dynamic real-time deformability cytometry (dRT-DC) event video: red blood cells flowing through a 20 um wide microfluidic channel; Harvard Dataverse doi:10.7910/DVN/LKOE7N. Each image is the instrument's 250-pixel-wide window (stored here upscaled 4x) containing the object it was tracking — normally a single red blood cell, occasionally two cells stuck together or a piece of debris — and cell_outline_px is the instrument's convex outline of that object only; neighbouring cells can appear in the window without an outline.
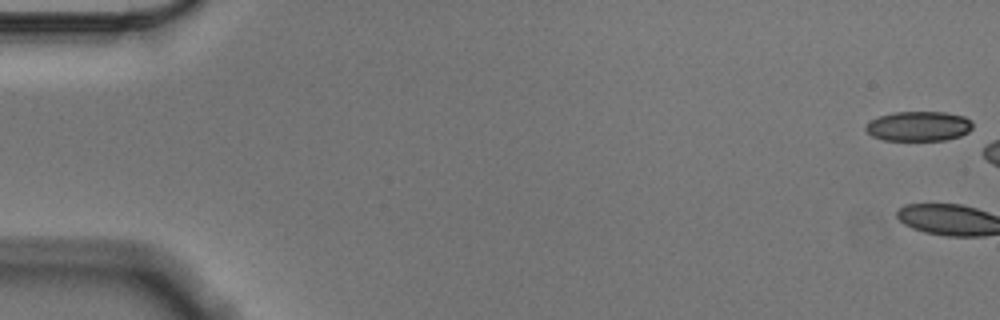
{"species": "Egyptian fruit bat (a non-hibernating species)", "species_latin": "Rousettus aegyptiacus", "temperature_condition": "cold", "stored_images_in_passage": 3, "camera_frame_rate_fps": 3000, "um_per_image_px": 0.085, "animal": {"sex": "male"}, "frame": {"image": 1, "passage_image": 1, "time_ms": 0.0, "image_size_px": [1000, 320], "cell_outline_px": [[972, 128], [968, 132], [960, 136], [944, 140], [884, 140], [872, 136], [864, 128], [872, 120], [880, 116], [896, 112], [944, 112], [964, 116], [972, 120]], "centroid_in_image_um": [78.12, 10.73], "position_along_channel_um": 6.9, "area_um2": 18.44}}